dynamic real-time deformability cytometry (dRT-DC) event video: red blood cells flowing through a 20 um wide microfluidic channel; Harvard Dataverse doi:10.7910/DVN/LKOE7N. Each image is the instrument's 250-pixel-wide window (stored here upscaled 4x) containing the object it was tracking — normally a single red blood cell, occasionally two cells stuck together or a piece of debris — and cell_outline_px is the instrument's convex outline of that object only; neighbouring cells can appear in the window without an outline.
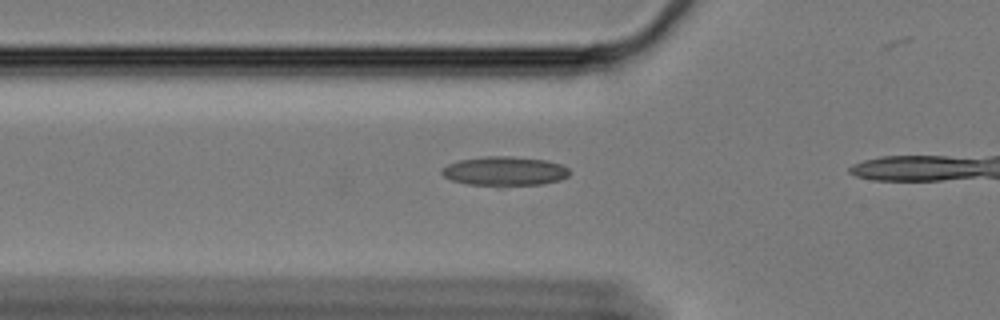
{"species": "Egyptian fruit bat (a non-hibernating species)", "species_latin": "Rousettus aegyptiacus", "temperature_condition": "cold", "stored_images_in_passage": 12, "camera_frame_rate_fps": 3000, "um_per_image_px": 0.085, "animal": {"sex": "female"}, "frame": {"image": 1, "passage_image": 6, "time_ms": 1.667, "image_size_px": [1000, 320], "cell_outline_px": [[572, 172], [568, 176], [560, 180], [544, 184], [500, 188], [468, 184], [452, 180], [444, 176], [440, 172], [440, 168], [448, 164], [460, 160], [484, 156], [512, 156], [548, 160], [560, 164], [568, 168]], "centroid_in_image_um": [42.91, 14.58], "position_along_channel_um": 82.9, "area_um2": 22.6}}
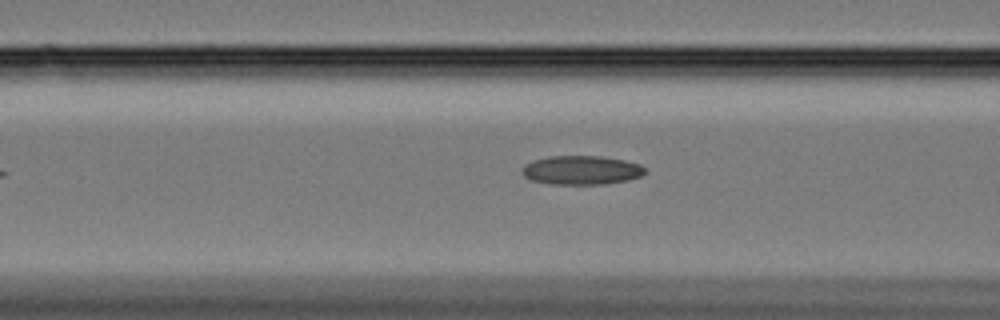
{"frame": {"image": 2, "passage_image": 9, "time_ms": 2.667, "image_size_px": [1000, 320], "cell_outline_px": [[648, 172], [640, 176], [628, 180], [604, 184], [552, 184], [532, 180], [524, 176], [520, 172], [524, 164], [532, 160], [548, 156], [600, 156], [624, 160], [640, 164]], "centroid_in_image_um": [49.4, 14.46], "position_along_channel_um": 117.2, "area_um2": 20.87}}